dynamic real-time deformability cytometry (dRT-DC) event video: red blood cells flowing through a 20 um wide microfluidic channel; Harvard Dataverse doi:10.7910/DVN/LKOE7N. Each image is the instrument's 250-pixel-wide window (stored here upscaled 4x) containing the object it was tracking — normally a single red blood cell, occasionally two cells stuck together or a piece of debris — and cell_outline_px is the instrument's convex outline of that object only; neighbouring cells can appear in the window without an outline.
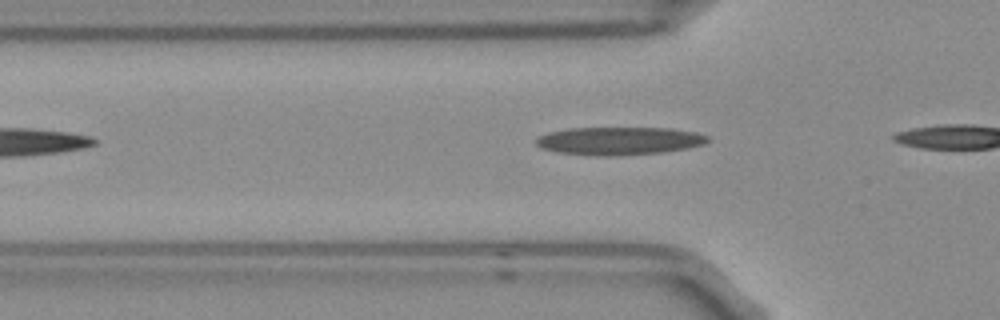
{"species": "Egyptian fruit bat (a non-hibernating species)", "species_latin": "Rousettus aegyptiacus", "temperature_condition": "room temperature", "stored_images_in_passage": 3, "camera_frame_rate_fps": 3000, "um_per_image_px": 0.085, "frame": {"image": 1, "passage_image": 3, "time_ms": 0.667, "image_size_px": [1000, 320], "cell_outline_px": [[708, 140], [704, 144], [688, 148], [664, 152], [608, 156], [600, 156], [560, 152], [540, 148], [536, 144], [536, 136], [548, 132], [568, 128], [672, 128], [696, 132], [708, 136]], "centroid_in_image_um": [52.61, 11.96], "position_along_channel_um": 73.2, "area_um2": 27.98}}